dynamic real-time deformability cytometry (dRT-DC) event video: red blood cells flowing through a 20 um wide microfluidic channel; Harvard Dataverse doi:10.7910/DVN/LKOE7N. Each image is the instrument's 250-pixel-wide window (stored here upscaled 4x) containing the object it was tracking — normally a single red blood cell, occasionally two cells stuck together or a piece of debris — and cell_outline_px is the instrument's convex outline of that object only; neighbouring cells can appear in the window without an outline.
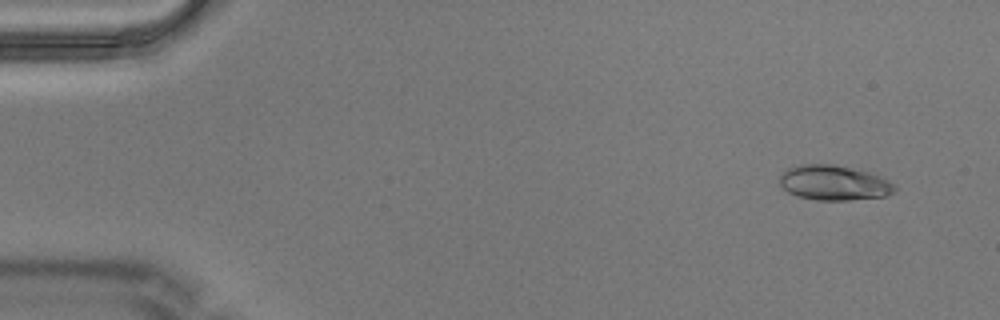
{"species": "Egyptian fruit bat (a non-hibernating species)", "species_latin": "Rousettus aegyptiacus", "temperature_condition": "warm", "stored_images_in_passage": 7, "camera_frame_rate_fps": 3000, "um_per_image_px": 0.085, "animal": {"sex": "male"}, "frame": {"image": 1, "passage_image": 1, "time_ms": 0.0, "image_size_px": [1000, 320], "cell_outline_px": [[896, 192], [888, 196], [852, 200], [816, 200], [796, 196], [788, 192], [780, 184], [780, 176], [788, 168], [800, 164], [832, 164], [868, 172], [880, 176], [888, 180], [896, 188]], "centroid_in_image_um": [70.9, 15.55], "position_along_channel_um": 14.1, "area_um2": 23.47}}
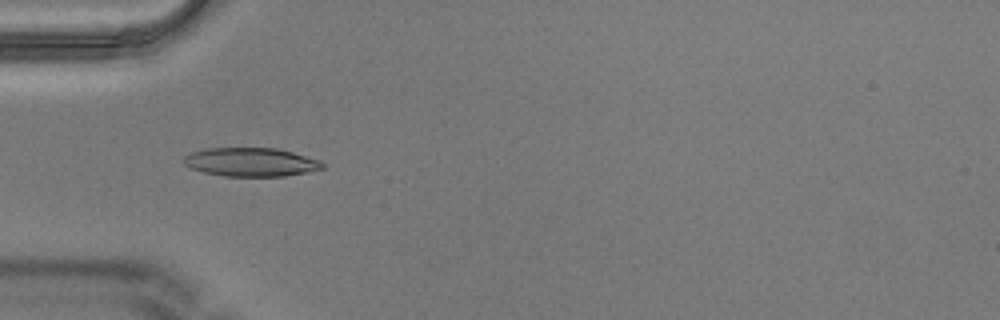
{"frame": {"image": 2, "passage_image": 4, "time_ms": 1.0, "image_size_px": [1000, 320], "cell_outline_px": [[324, 168], [308, 172], [284, 176], [224, 176], [204, 172], [192, 168], [184, 164], [184, 156], [192, 152], [204, 148], [276, 148], [292, 152], [320, 160], [324, 164]], "centroid_in_image_um": [21.34, 13.77], "position_along_channel_um": 63.7, "area_um2": 23.12}}